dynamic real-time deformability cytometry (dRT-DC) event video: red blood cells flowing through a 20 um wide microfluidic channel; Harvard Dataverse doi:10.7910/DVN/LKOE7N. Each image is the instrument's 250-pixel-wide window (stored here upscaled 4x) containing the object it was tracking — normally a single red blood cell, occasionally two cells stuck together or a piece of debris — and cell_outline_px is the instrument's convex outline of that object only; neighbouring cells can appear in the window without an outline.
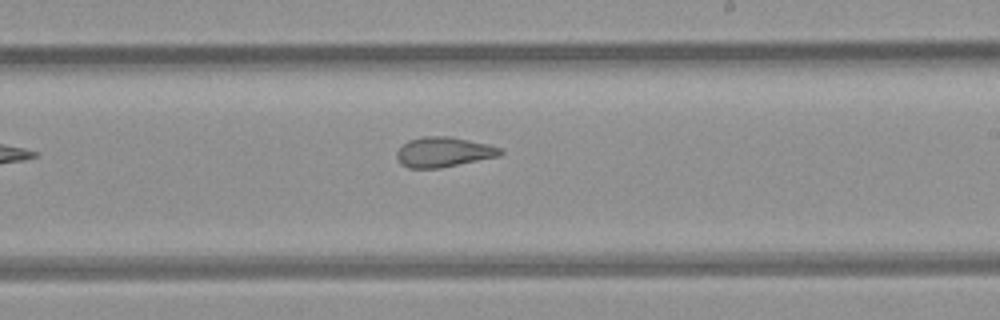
{"species": "common noctule bat (a hibernating species)", "species_latin": "Nyctalus noctula", "temperature_condition": "room temperature", "stored_images_in_passage": 7, "segment_of_instrument_passage": [1, 2], "camera_frame_rate_fps": 3000, "um_per_image_px": 0.085, "animal": {"sex": "female", "body_mass_g": 21.9}, "frame": {"image": 1, "passage_image": 6, "time_ms": 1.667, "image_size_px": [1000, 320], "cell_outline_px": [[504, 152], [500, 156], [440, 168], [408, 168], [400, 164], [396, 160], [396, 152], [408, 140], [424, 136], [448, 136], [488, 144], [500, 148]], "centroid_in_image_um": [37.68, 12.93], "position_along_channel_um": 251.3, "area_um2": 18.15}}